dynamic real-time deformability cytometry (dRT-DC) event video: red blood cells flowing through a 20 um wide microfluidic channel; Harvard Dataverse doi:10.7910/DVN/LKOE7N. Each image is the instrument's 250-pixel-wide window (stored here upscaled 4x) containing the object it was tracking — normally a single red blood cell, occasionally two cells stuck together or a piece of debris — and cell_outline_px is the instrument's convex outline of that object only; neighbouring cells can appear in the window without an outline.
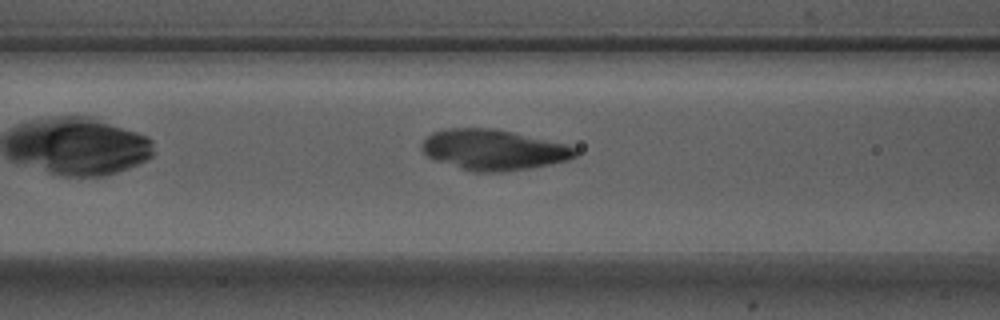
{"species": "Egyptian fruit bat (a non-hibernating species)", "species_latin": "Rousettus aegyptiacus", "temperature_condition": "warm", "stored_images_in_passage": 40, "camera_frame_rate_fps": 3000, "um_per_image_px": 0.085, "animal": {"sex": "male"}, "frame": {"image": 1, "passage_image": 7, "time_ms": 2.0, "image_size_px": [1000, 320], "cell_outline_px": [[576, 156], [568, 160], [532, 168], [504, 172], [472, 172], [436, 160], [428, 156], [424, 152], [420, 144], [432, 132], [448, 128], [492, 128], [512, 132], [564, 144], [576, 148]], "centroid_in_image_um": [41.93, 12.74], "position_along_channel_um": 124.7, "area_um2": 36.01}}
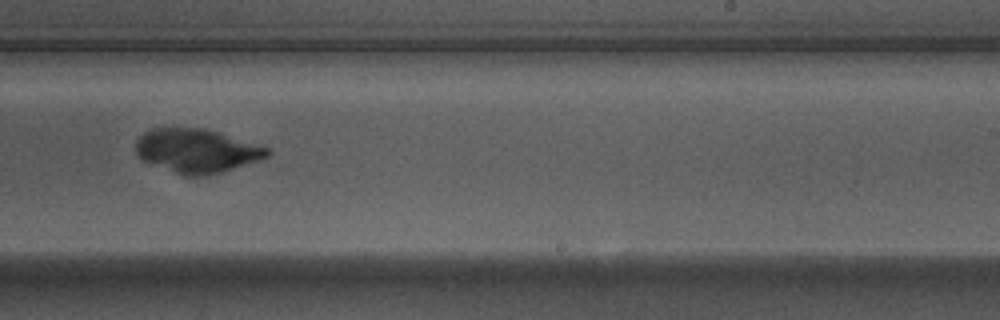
{"frame": {"image": 2, "passage_image": 19, "time_ms": 6.0, "image_size_px": [1000, 320], "cell_outline_px": [[272, 152], [268, 156], [224, 172], [204, 176], [184, 176], [144, 160], [136, 156], [136, 140], [144, 132], [152, 128], [204, 128], [268, 148]], "centroid_in_image_um": [16.69, 12.82], "position_along_channel_um": 272.3, "area_um2": 33.23}}
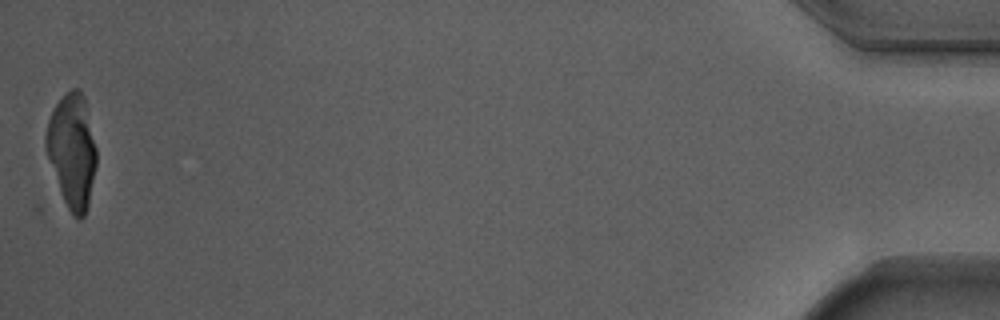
{"frame": {"image": 3, "passage_image": 40, "time_ms": 13.0, "image_size_px": [1000, 320], "cell_outline_px": [[96, 164], [88, 204], [84, 216], [80, 220], [72, 216], [64, 200], [48, 156], [44, 144], [44, 136], [48, 120], [56, 104], [72, 88], [76, 88], [84, 96], [96, 148]], "centroid_in_image_um": [6.12, 12.82], "position_along_channel_um": 429.1, "area_um2": 32.83}}